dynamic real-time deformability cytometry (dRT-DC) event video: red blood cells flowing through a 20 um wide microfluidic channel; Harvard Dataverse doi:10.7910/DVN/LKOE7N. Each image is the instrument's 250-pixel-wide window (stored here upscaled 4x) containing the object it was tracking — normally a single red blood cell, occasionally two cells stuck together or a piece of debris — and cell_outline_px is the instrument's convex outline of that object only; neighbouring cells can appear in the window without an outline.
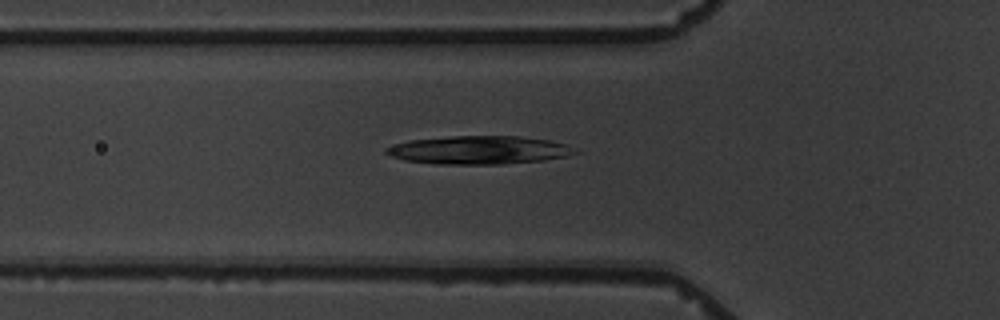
{"species": "common noctule bat (a hibernating species)", "species_latin": "Nyctalus noctula", "temperature_condition": "warm", "stored_images_in_passage": 6, "camera_frame_rate_fps": 3000, "um_per_image_px": 0.085, "animal": {"sex": "male", "body_mass_g": 19.5, "forearm_length_mm": 54.6}, "frame": {"image": 1, "passage_image": 6, "time_ms": 6.0, "image_size_px": [1000, 320], "cell_outline_px": [[580, 152], [564, 156], [544, 160], [504, 164], [436, 164], [404, 160], [388, 156], [384, 152], [384, 148], [396, 144], [412, 140], [452, 136], [520, 136], [548, 140], [568, 144]], "centroid_in_image_um": [40.71, 12.76], "position_along_channel_um": 85.1, "area_um2": 31.15}}